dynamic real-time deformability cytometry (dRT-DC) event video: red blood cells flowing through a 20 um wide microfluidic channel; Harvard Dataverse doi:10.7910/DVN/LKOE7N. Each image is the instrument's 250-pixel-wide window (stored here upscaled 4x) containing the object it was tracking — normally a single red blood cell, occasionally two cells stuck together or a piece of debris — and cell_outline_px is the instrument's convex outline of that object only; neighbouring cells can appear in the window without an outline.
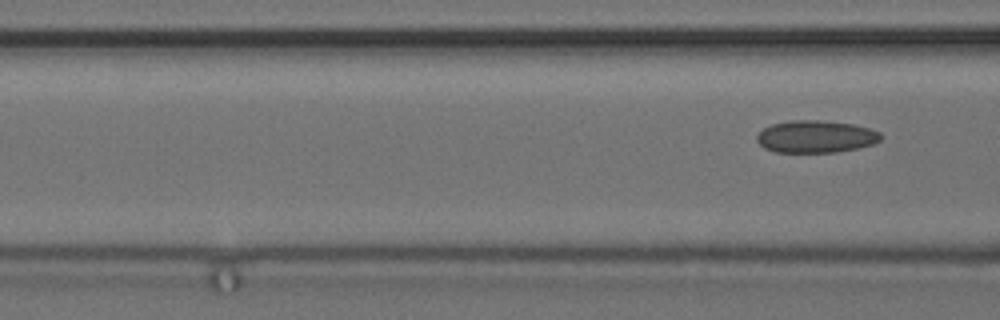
{"species": "common noctule bat (a hibernating species)", "species_latin": "Nyctalus noctula", "temperature_condition": "cold", "stored_images_in_passage": 7, "camera_frame_rate_fps": 3000, "um_per_image_px": 0.085, "animal": {"sex": "female", "body_mass_g": 24.6, "forearm_length_mm": 56.2}, "frame": {"image": 1, "passage_image": 7, "time_ms": 2.0, "image_size_px": [1000, 320], "cell_outline_px": [[884, 136], [880, 140], [872, 144], [856, 148], [836, 152], [776, 152], [764, 148], [756, 140], [756, 136], [764, 128], [772, 124], [792, 120], [820, 120], [852, 124], [868, 128], [880, 132]], "centroid_in_image_um": [69.34, 11.61], "position_along_channel_um": 97.3, "area_um2": 23.24}}